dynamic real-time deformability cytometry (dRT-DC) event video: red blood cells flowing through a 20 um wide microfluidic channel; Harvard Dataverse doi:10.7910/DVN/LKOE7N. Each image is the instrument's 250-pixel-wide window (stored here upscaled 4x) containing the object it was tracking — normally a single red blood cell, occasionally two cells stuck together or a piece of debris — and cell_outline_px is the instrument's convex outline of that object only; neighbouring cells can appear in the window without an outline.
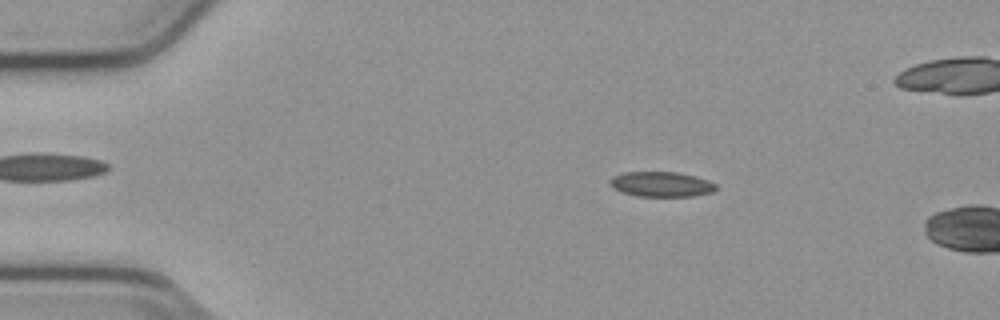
{"species": "common noctule bat (a hibernating species)", "species_latin": "Nyctalus noctula", "temperature_condition": "cold", "stored_images_in_passage": 15, "camera_frame_rate_fps": 3000, "um_per_image_px": 0.085, "animal": {"sex": "male", "body_mass_g": 23.1, "forearm_length_mm": 52.7}, "frame": {"image": 1, "passage_image": 9, "time_ms": 2.667, "image_size_px": [1000, 320], "cell_outline_px": [[716, 188], [712, 192], [692, 196], [640, 196], [620, 192], [612, 188], [608, 184], [608, 180], [612, 176], [624, 172], [680, 172], [696, 176], [708, 180], [716, 184]], "centroid_in_image_um": [56.16, 15.65], "position_along_channel_um": 28.8, "area_um2": 15.66}}